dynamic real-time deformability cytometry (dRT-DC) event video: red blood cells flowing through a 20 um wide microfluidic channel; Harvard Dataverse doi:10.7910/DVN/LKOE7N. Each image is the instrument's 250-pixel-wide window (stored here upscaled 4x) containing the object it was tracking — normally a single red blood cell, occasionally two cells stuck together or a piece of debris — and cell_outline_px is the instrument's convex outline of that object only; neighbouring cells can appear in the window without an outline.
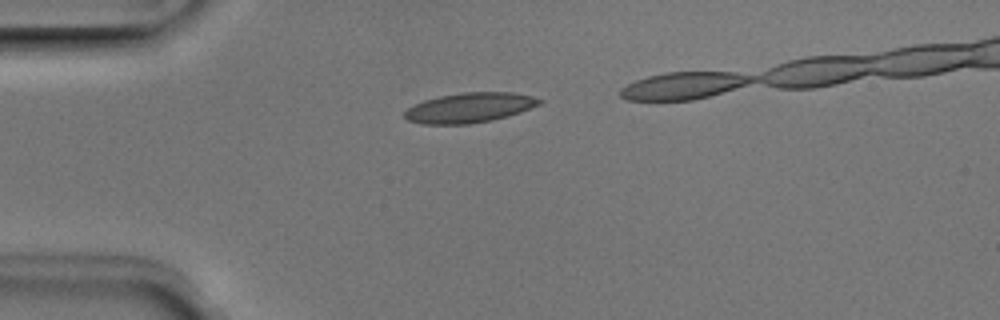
{"species": "Egyptian fruit bat (a non-hibernating species)", "species_latin": "Rousettus aegyptiacus", "temperature_condition": "room temperature", "stored_images_in_passage": 29, "camera_frame_rate_fps": 3000, "um_per_image_px": 0.085, "animal": {"sex": "male"}, "frame": {"image": 1, "passage_image": 1, "time_ms": 0.0, "image_size_px": [1000, 320], "cell_outline_px": [[544, 100], [540, 104], [520, 112], [508, 116], [492, 120], [468, 124], [420, 124], [408, 120], [404, 116], [404, 112], [408, 108], [424, 100], [440, 96], [464, 92], [512, 92], [532, 96]], "centroid_in_image_um": [39.92, 9.15], "position_along_channel_um": 45.1, "area_um2": 23.41}}
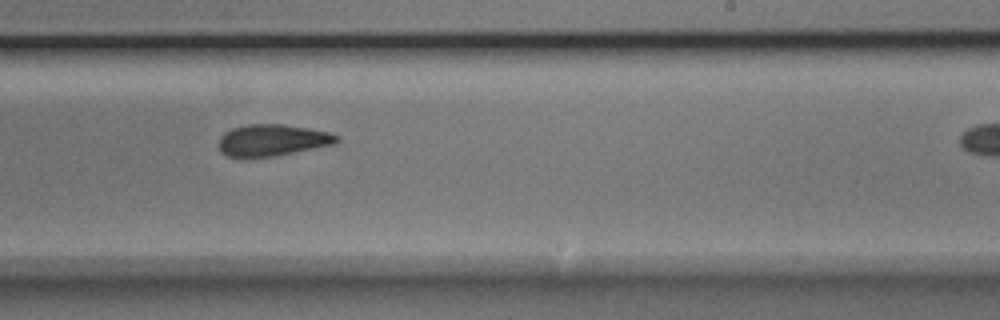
{"frame": {"image": 2, "passage_image": 19, "time_ms": 6.0, "image_size_px": [1000, 320], "cell_outline_px": [[340, 140], [336, 144], [276, 156], [248, 160], [228, 156], [220, 152], [220, 136], [224, 132], [232, 128], [248, 124], [280, 124], [308, 128], [328, 132], [340, 136]], "centroid_in_image_um": [23.13, 11.95], "position_along_channel_um": 265.9, "area_um2": 22.31}}
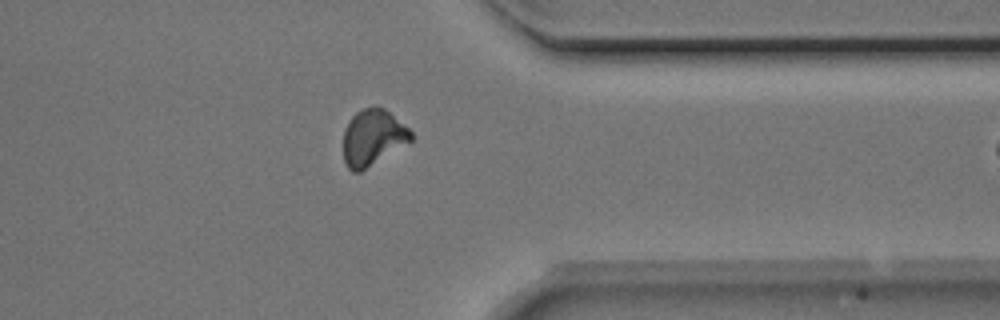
{"frame": {"image": 3, "passage_image": 28, "time_ms": 9.0, "image_size_px": [1000, 320], "cell_outline_px": [[412, 140], [360, 172], [352, 172], [344, 164], [344, 128], [348, 120], [360, 108], [384, 108], [408, 128], [412, 132]], "centroid_in_image_um": [31.65, 11.7], "position_along_channel_um": 379.7, "area_um2": 21.85}}